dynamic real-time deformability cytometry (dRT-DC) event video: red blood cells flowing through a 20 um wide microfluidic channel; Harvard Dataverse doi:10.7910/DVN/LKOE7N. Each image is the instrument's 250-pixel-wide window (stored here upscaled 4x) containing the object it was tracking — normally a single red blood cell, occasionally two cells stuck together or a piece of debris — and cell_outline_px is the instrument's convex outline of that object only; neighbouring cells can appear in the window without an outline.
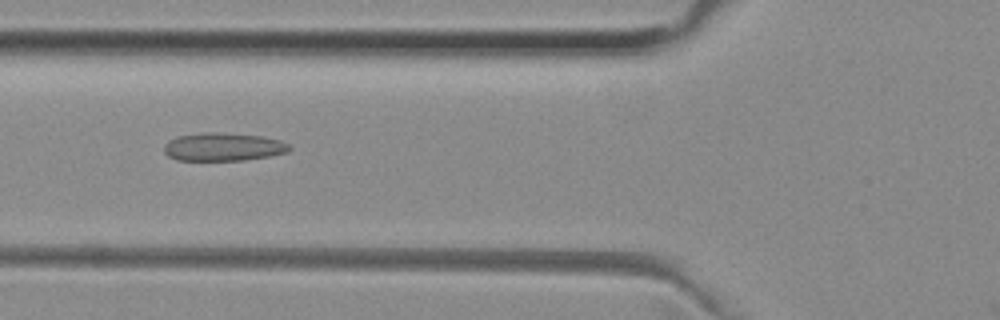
{"species": "common noctule bat (a hibernating species)", "species_latin": "Nyctalus noctula", "temperature_condition": "room temperature", "stored_images_in_passage": 40, "camera_frame_rate_fps": 3000, "um_per_image_px": 0.085, "animal": {"sex": "female", "body_mass_g": 29.2, "forearm_length_mm": 56.3}, "frame": {"image": 1, "passage_image": 8, "time_ms": 2.333, "image_size_px": [1000, 320], "cell_outline_px": [[292, 148], [288, 152], [268, 156], [244, 160], [176, 160], [168, 156], [164, 152], [164, 144], [168, 140], [176, 136], [204, 132], [216, 132], [264, 136], [280, 140], [288, 144]], "centroid_in_image_um": [18.95, 12.48], "position_along_channel_um": 106.8, "area_um2": 20.69}}
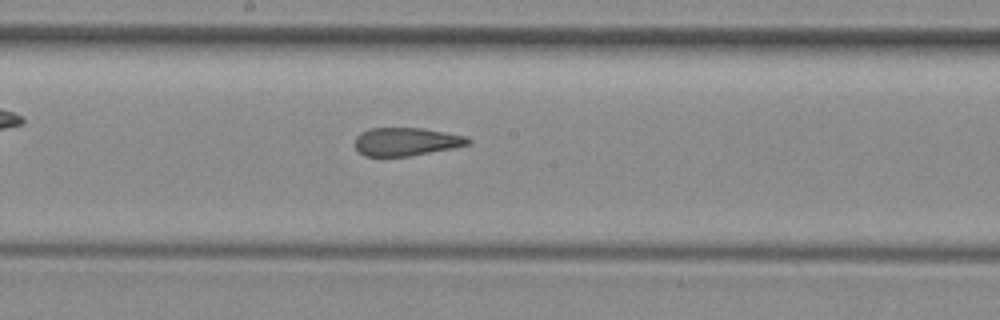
{"frame": {"image": 2, "passage_image": 16, "time_ms": 5.0, "image_size_px": [1000, 320], "cell_outline_px": [[472, 140], [468, 144], [452, 148], [412, 156], [364, 156], [356, 148], [356, 136], [360, 132], [368, 128], [420, 128], [468, 136]], "centroid_in_image_um": [34.52, 12.04], "position_along_channel_um": 213.7, "area_um2": 18.55}}
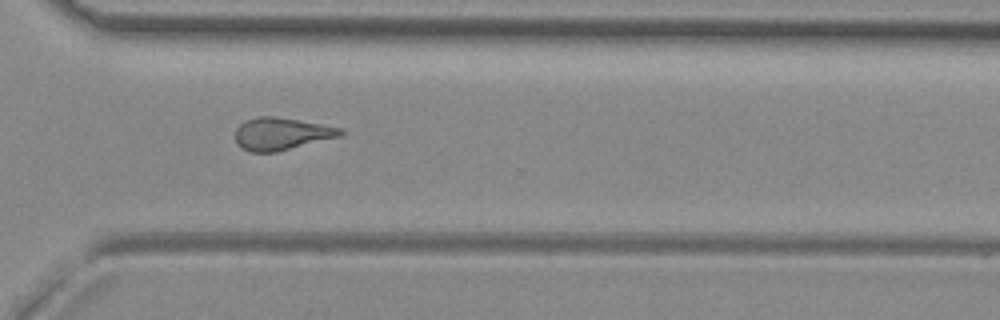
{"frame": {"image": 3, "passage_image": 26, "time_ms": 8.333, "image_size_px": [1000, 320], "cell_outline_px": [[344, 132], [340, 136], [276, 152], [248, 152], [236, 144], [236, 128], [244, 120], [256, 116], [276, 116], [320, 124], [340, 128]], "centroid_in_image_um": [23.86, 11.37], "position_along_channel_um": 346.7, "area_um2": 19.77}, "authors_computed_cell_mechanics": {"area_um2": 19.8254, "velocity_mm_per_s": 3.9991, "shape_relaxation_time_tau1_ms": null, "shape_relaxation_time_tau2_ms": 1.809, "deformation_change_tau1": null, "deformation_change_tau2": 0.0989}}